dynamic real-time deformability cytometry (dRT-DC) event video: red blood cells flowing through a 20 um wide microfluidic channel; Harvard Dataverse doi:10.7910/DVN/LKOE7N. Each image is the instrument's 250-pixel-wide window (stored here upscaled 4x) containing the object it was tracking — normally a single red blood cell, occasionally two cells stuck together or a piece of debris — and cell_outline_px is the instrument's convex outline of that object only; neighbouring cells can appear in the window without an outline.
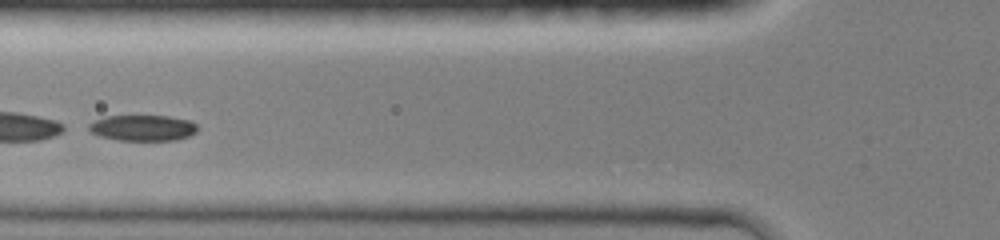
{"species": "common noctule bat (a hibernating species)", "species_latin": "Nyctalus noctula", "temperature_condition": "room temperature", "stored_images_in_passage": 21, "camera_frame_rate_fps": 3000, "um_per_image_px": 0.085, "animal": {"sex": "female", "body_mass_g": 19.0, "forearm_length_mm": 51.5}, "frame": {"image": 1, "passage_image": 10, "time_ms": 4.667, "image_size_px": [1000, 240], "cell_outline_px": [[196, 132], [188, 136], [176, 140], [120, 140], [100, 136], [92, 132], [88, 128], [88, 124], [92, 120], [104, 116], [168, 116], [188, 120], [196, 124]], "centroid_in_image_um": [12.09, 10.86], "position_along_channel_um": 113.7, "area_um2": 16.3}}
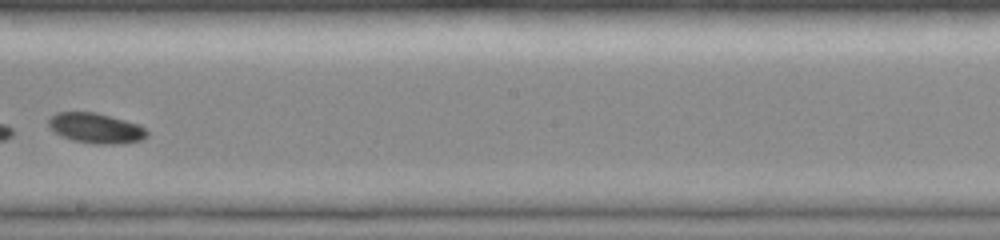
{"frame": {"image": 2, "passage_image": 16, "time_ms": 7.667, "image_size_px": [1000, 240], "cell_outline_px": [[148, 136], [140, 140], [124, 144], [92, 144], [72, 140], [60, 136], [48, 128], [48, 120], [56, 112], [96, 112], [140, 124], [148, 132]], "centroid_in_image_um": [8.14, 10.9], "position_along_channel_um": 240.1, "area_um2": 17.63}}
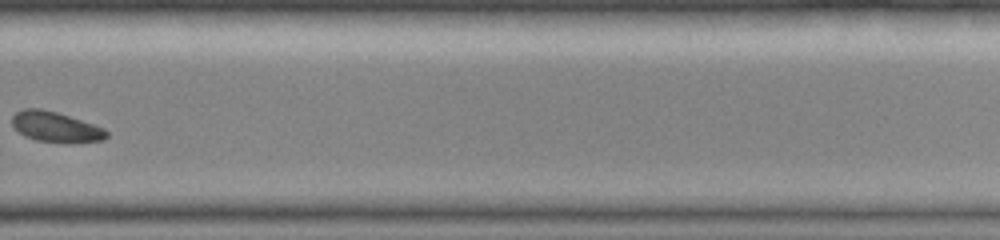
{"frame": {"image": 3, "passage_image": 20, "time_ms": 9.667, "image_size_px": [1000, 240], "cell_outline_px": [[108, 136], [104, 140], [36, 140], [24, 136], [12, 124], [12, 116], [16, 112], [24, 108], [40, 108], [56, 112], [104, 128], [108, 132]], "centroid_in_image_um": [4.67, 10.73], "position_along_channel_um": 325.1, "area_um2": 15.78}}